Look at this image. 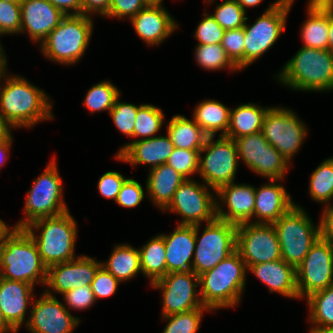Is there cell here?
I'll return each mask as SVG.
<instances>
[{"instance_id": "cell-58", "label": "cell", "mask_w": 333, "mask_h": 333, "mask_svg": "<svg viewBox=\"0 0 333 333\" xmlns=\"http://www.w3.org/2000/svg\"><path fill=\"white\" fill-rule=\"evenodd\" d=\"M308 8H333V0H310Z\"/></svg>"}, {"instance_id": "cell-14", "label": "cell", "mask_w": 333, "mask_h": 333, "mask_svg": "<svg viewBox=\"0 0 333 333\" xmlns=\"http://www.w3.org/2000/svg\"><path fill=\"white\" fill-rule=\"evenodd\" d=\"M239 159L253 172L269 180L280 181L288 170L289 161L264 138L262 132L233 139Z\"/></svg>"}, {"instance_id": "cell-8", "label": "cell", "mask_w": 333, "mask_h": 333, "mask_svg": "<svg viewBox=\"0 0 333 333\" xmlns=\"http://www.w3.org/2000/svg\"><path fill=\"white\" fill-rule=\"evenodd\" d=\"M200 224L195 225L196 244L192 271L200 276L236 251L237 225L215 218L208 222L198 239Z\"/></svg>"}, {"instance_id": "cell-26", "label": "cell", "mask_w": 333, "mask_h": 333, "mask_svg": "<svg viewBox=\"0 0 333 333\" xmlns=\"http://www.w3.org/2000/svg\"><path fill=\"white\" fill-rule=\"evenodd\" d=\"M276 181L270 180L261 188H255L254 216L260 220L253 223L273 224L295 205L286 189Z\"/></svg>"}, {"instance_id": "cell-44", "label": "cell", "mask_w": 333, "mask_h": 333, "mask_svg": "<svg viewBox=\"0 0 333 333\" xmlns=\"http://www.w3.org/2000/svg\"><path fill=\"white\" fill-rule=\"evenodd\" d=\"M116 99L114 106L109 111L116 127L127 136L133 137L138 108L131 103L119 102Z\"/></svg>"}, {"instance_id": "cell-37", "label": "cell", "mask_w": 333, "mask_h": 333, "mask_svg": "<svg viewBox=\"0 0 333 333\" xmlns=\"http://www.w3.org/2000/svg\"><path fill=\"white\" fill-rule=\"evenodd\" d=\"M162 110L150 104H142L138 108L133 137L148 139L154 137L164 123Z\"/></svg>"}, {"instance_id": "cell-20", "label": "cell", "mask_w": 333, "mask_h": 333, "mask_svg": "<svg viewBox=\"0 0 333 333\" xmlns=\"http://www.w3.org/2000/svg\"><path fill=\"white\" fill-rule=\"evenodd\" d=\"M21 32L29 33L34 42H43L66 16L48 0H21Z\"/></svg>"}, {"instance_id": "cell-39", "label": "cell", "mask_w": 333, "mask_h": 333, "mask_svg": "<svg viewBox=\"0 0 333 333\" xmlns=\"http://www.w3.org/2000/svg\"><path fill=\"white\" fill-rule=\"evenodd\" d=\"M197 63L207 70H217L230 67L232 71L239 68L230 60L221 44L197 45L195 49Z\"/></svg>"}, {"instance_id": "cell-12", "label": "cell", "mask_w": 333, "mask_h": 333, "mask_svg": "<svg viewBox=\"0 0 333 333\" xmlns=\"http://www.w3.org/2000/svg\"><path fill=\"white\" fill-rule=\"evenodd\" d=\"M298 119L292 110L269 107L262 124L264 138L289 162L307 135V127Z\"/></svg>"}, {"instance_id": "cell-33", "label": "cell", "mask_w": 333, "mask_h": 333, "mask_svg": "<svg viewBox=\"0 0 333 333\" xmlns=\"http://www.w3.org/2000/svg\"><path fill=\"white\" fill-rule=\"evenodd\" d=\"M138 250L140 253L141 271L150 279L151 284L167 274L166 248L161 234L153 237Z\"/></svg>"}, {"instance_id": "cell-9", "label": "cell", "mask_w": 333, "mask_h": 333, "mask_svg": "<svg viewBox=\"0 0 333 333\" xmlns=\"http://www.w3.org/2000/svg\"><path fill=\"white\" fill-rule=\"evenodd\" d=\"M62 197V180L54 157L43 173L34 180L25 200V218L14 227L25 228L37 219L57 216L68 211Z\"/></svg>"}, {"instance_id": "cell-31", "label": "cell", "mask_w": 333, "mask_h": 333, "mask_svg": "<svg viewBox=\"0 0 333 333\" xmlns=\"http://www.w3.org/2000/svg\"><path fill=\"white\" fill-rule=\"evenodd\" d=\"M167 126V135L175 148L201 150L208 137L194 120L183 115L173 116Z\"/></svg>"}, {"instance_id": "cell-6", "label": "cell", "mask_w": 333, "mask_h": 333, "mask_svg": "<svg viewBox=\"0 0 333 333\" xmlns=\"http://www.w3.org/2000/svg\"><path fill=\"white\" fill-rule=\"evenodd\" d=\"M93 30L89 16L66 15L40 44L42 53L61 64L72 65L83 56Z\"/></svg>"}, {"instance_id": "cell-23", "label": "cell", "mask_w": 333, "mask_h": 333, "mask_svg": "<svg viewBox=\"0 0 333 333\" xmlns=\"http://www.w3.org/2000/svg\"><path fill=\"white\" fill-rule=\"evenodd\" d=\"M174 148V144L168 135L154 136L124 144L115 157L135 166L151 164L152 169L166 163Z\"/></svg>"}, {"instance_id": "cell-47", "label": "cell", "mask_w": 333, "mask_h": 333, "mask_svg": "<svg viewBox=\"0 0 333 333\" xmlns=\"http://www.w3.org/2000/svg\"><path fill=\"white\" fill-rule=\"evenodd\" d=\"M120 281L111 274L103 265H101L91 283V290L95 299L106 298L113 295Z\"/></svg>"}, {"instance_id": "cell-41", "label": "cell", "mask_w": 333, "mask_h": 333, "mask_svg": "<svg viewBox=\"0 0 333 333\" xmlns=\"http://www.w3.org/2000/svg\"><path fill=\"white\" fill-rule=\"evenodd\" d=\"M209 308H196L194 310L172 314L163 317L169 320L162 333H196L200 327L203 311Z\"/></svg>"}, {"instance_id": "cell-59", "label": "cell", "mask_w": 333, "mask_h": 333, "mask_svg": "<svg viewBox=\"0 0 333 333\" xmlns=\"http://www.w3.org/2000/svg\"><path fill=\"white\" fill-rule=\"evenodd\" d=\"M328 50L333 53V8H329Z\"/></svg>"}, {"instance_id": "cell-18", "label": "cell", "mask_w": 333, "mask_h": 333, "mask_svg": "<svg viewBox=\"0 0 333 333\" xmlns=\"http://www.w3.org/2000/svg\"><path fill=\"white\" fill-rule=\"evenodd\" d=\"M30 317L26 323L32 333H71L79 324V318L72 316L65 304L47 289L33 300Z\"/></svg>"}, {"instance_id": "cell-22", "label": "cell", "mask_w": 333, "mask_h": 333, "mask_svg": "<svg viewBox=\"0 0 333 333\" xmlns=\"http://www.w3.org/2000/svg\"><path fill=\"white\" fill-rule=\"evenodd\" d=\"M161 2L149 3L130 19L137 35L148 45H159L178 27Z\"/></svg>"}, {"instance_id": "cell-29", "label": "cell", "mask_w": 333, "mask_h": 333, "mask_svg": "<svg viewBox=\"0 0 333 333\" xmlns=\"http://www.w3.org/2000/svg\"><path fill=\"white\" fill-rule=\"evenodd\" d=\"M268 109L249 102L230 110L229 127L225 137L235 139L261 132Z\"/></svg>"}, {"instance_id": "cell-10", "label": "cell", "mask_w": 333, "mask_h": 333, "mask_svg": "<svg viewBox=\"0 0 333 333\" xmlns=\"http://www.w3.org/2000/svg\"><path fill=\"white\" fill-rule=\"evenodd\" d=\"M201 153H205L202 159ZM238 152L233 139L207 137L199 153V171L205 184L213 191L234 182L238 167Z\"/></svg>"}, {"instance_id": "cell-3", "label": "cell", "mask_w": 333, "mask_h": 333, "mask_svg": "<svg viewBox=\"0 0 333 333\" xmlns=\"http://www.w3.org/2000/svg\"><path fill=\"white\" fill-rule=\"evenodd\" d=\"M0 277L33 286L46 282L47 267L35 241L24 228H15L0 249Z\"/></svg>"}, {"instance_id": "cell-51", "label": "cell", "mask_w": 333, "mask_h": 333, "mask_svg": "<svg viewBox=\"0 0 333 333\" xmlns=\"http://www.w3.org/2000/svg\"><path fill=\"white\" fill-rule=\"evenodd\" d=\"M126 179L118 172L108 171L99 178L98 191L105 198H113L116 201L117 195Z\"/></svg>"}, {"instance_id": "cell-35", "label": "cell", "mask_w": 333, "mask_h": 333, "mask_svg": "<svg viewBox=\"0 0 333 333\" xmlns=\"http://www.w3.org/2000/svg\"><path fill=\"white\" fill-rule=\"evenodd\" d=\"M313 327H333V285L307 297Z\"/></svg>"}, {"instance_id": "cell-54", "label": "cell", "mask_w": 333, "mask_h": 333, "mask_svg": "<svg viewBox=\"0 0 333 333\" xmlns=\"http://www.w3.org/2000/svg\"><path fill=\"white\" fill-rule=\"evenodd\" d=\"M53 6L61 10L65 15H80L81 0H48ZM74 10L73 12L70 11Z\"/></svg>"}, {"instance_id": "cell-60", "label": "cell", "mask_w": 333, "mask_h": 333, "mask_svg": "<svg viewBox=\"0 0 333 333\" xmlns=\"http://www.w3.org/2000/svg\"><path fill=\"white\" fill-rule=\"evenodd\" d=\"M16 333L17 331L5 320L4 315L0 308V333L6 332Z\"/></svg>"}, {"instance_id": "cell-57", "label": "cell", "mask_w": 333, "mask_h": 333, "mask_svg": "<svg viewBox=\"0 0 333 333\" xmlns=\"http://www.w3.org/2000/svg\"><path fill=\"white\" fill-rule=\"evenodd\" d=\"M14 229L15 227L10 230L9 226H7L5 222L0 219V249L4 246L5 239L12 233Z\"/></svg>"}, {"instance_id": "cell-40", "label": "cell", "mask_w": 333, "mask_h": 333, "mask_svg": "<svg viewBox=\"0 0 333 333\" xmlns=\"http://www.w3.org/2000/svg\"><path fill=\"white\" fill-rule=\"evenodd\" d=\"M245 14V10L235 0H225L217 5L211 16L226 31L244 27L248 19Z\"/></svg>"}, {"instance_id": "cell-19", "label": "cell", "mask_w": 333, "mask_h": 333, "mask_svg": "<svg viewBox=\"0 0 333 333\" xmlns=\"http://www.w3.org/2000/svg\"><path fill=\"white\" fill-rule=\"evenodd\" d=\"M101 265L91 257L80 255L76 259L48 267L45 285L63 295L71 289L91 284Z\"/></svg>"}, {"instance_id": "cell-62", "label": "cell", "mask_w": 333, "mask_h": 333, "mask_svg": "<svg viewBox=\"0 0 333 333\" xmlns=\"http://www.w3.org/2000/svg\"><path fill=\"white\" fill-rule=\"evenodd\" d=\"M244 10L247 7H255L263 0H235Z\"/></svg>"}, {"instance_id": "cell-7", "label": "cell", "mask_w": 333, "mask_h": 333, "mask_svg": "<svg viewBox=\"0 0 333 333\" xmlns=\"http://www.w3.org/2000/svg\"><path fill=\"white\" fill-rule=\"evenodd\" d=\"M312 224L305 210L298 205H294L273 223L281 258L295 268L303 262L311 246L320 238L319 224L316 227Z\"/></svg>"}, {"instance_id": "cell-52", "label": "cell", "mask_w": 333, "mask_h": 333, "mask_svg": "<svg viewBox=\"0 0 333 333\" xmlns=\"http://www.w3.org/2000/svg\"><path fill=\"white\" fill-rule=\"evenodd\" d=\"M319 222L320 238L333 246V206H326Z\"/></svg>"}, {"instance_id": "cell-5", "label": "cell", "mask_w": 333, "mask_h": 333, "mask_svg": "<svg viewBox=\"0 0 333 333\" xmlns=\"http://www.w3.org/2000/svg\"><path fill=\"white\" fill-rule=\"evenodd\" d=\"M35 241L43 264L52 265L75 259L77 224L69 211L60 215L45 217L31 222L24 228ZM34 230H42L36 236Z\"/></svg>"}, {"instance_id": "cell-56", "label": "cell", "mask_w": 333, "mask_h": 333, "mask_svg": "<svg viewBox=\"0 0 333 333\" xmlns=\"http://www.w3.org/2000/svg\"><path fill=\"white\" fill-rule=\"evenodd\" d=\"M10 125L0 115V143L11 136Z\"/></svg>"}, {"instance_id": "cell-15", "label": "cell", "mask_w": 333, "mask_h": 333, "mask_svg": "<svg viewBox=\"0 0 333 333\" xmlns=\"http://www.w3.org/2000/svg\"><path fill=\"white\" fill-rule=\"evenodd\" d=\"M299 298L333 285V246L319 238L296 268Z\"/></svg>"}, {"instance_id": "cell-16", "label": "cell", "mask_w": 333, "mask_h": 333, "mask_svg": "<svg viewBox=\"0 0 333 333\" xmlns=\"http://www.w3.org/2000/svg\"><path fill=\"white\" fill-rule=\"evenodd\" d=\"M208 186L186 179L175 191L165 210L183 217L180 225H198L201 221L211 222L216 218V199L207 190Z\"/></svg>"}, {"instance_id": "cell-17", "label": "cell", "mask_w": 333, "mask_h": 333, "mask_svg": "<svg viewBox=\"0 0 333 333\" xmlns=\"http://www.w3.org/2000/svg\"><path fill=\"white\" fill-rule=\"evenodd\" d=\"M199 276L193 271L168 273L151 285L161 289L163 294V317L188 312L196 308H208L202 304ZM199 296V297H198Z\"/></svg>"}, {"instance_id": "cell-55", "label": "cell", "mask_w": 333, "mask_h": 333, "mask_svg": "<svg viewBox=\"0 0 333 333\" xmlns=\"http://www.w3.org/2000/svg\"><path fill=\"white\" fill-rule=\"evenodd\" d=\"M12 144V136H10L8 139L0 143V167L4 164L6 160V153L9 151L10 146Z\"/></svg>"}, {"instance_id": "cell-61", "label": "cell", "mask_w": 333, "mask_h": 333, "mask_svg": "<svg viewBox=\"0 0 333 333\" xmlns=\"http://www.w3.org/2000/svg\"><path fill=\"white\" fill-rule=\"evenodd\" d=\"M6 65H7L6 57L4 56V50L0 44V80L3 79V77L5 78Z\"/></svg>"}, {"instance_id": "cell-38", "label": "cell", "mask_w": 333, "mask_h": 333, "mask_svg": "<svg viewBox=\"0 0 333 333\" xmlns=\"http://www.w3.org/2000/svg\"><path fill=\"white\" fill-rule=\"evenodd\" d=\"M118 97L120 92L117 87L109 81H103L88 90L83 103L92 113L102 110L110 111Z\"/></svg>"}, {"instance_id": "cell-21", "label": "cell", "mask_w": 333, "mask_h": 333, "mask_svg": "<svg viewBox=\"0 0 333 333\" xmlns=\"http://www.w3.org/2000/svg\"><path fill=\"white\" fill-rule=\"evenodd\" d=\"M216 195L228 208V212H224L220 203L216 202V218L236 225L251 222L256 200L253 186L232 182L220 187Z\"/></svg>"}, {"instance_id": "cell-45", "label": "cell", "mask_w": 333, "mask_h": 333, "mask_svg": "<svg viewBox=\"0 0 333 333\" xmlns=\"http://www.w3.org/2000/svg\"><path fill=\"white\" fill-rule=\"evenodd\" d=\"M21 5L0 0V34H17L21 29Z\"/></svg>"}, {"instance_id": "cell-65", "label": "cell", "mask_w": 333, "mask_h": 333, "mask_svg": "<svg viewBox=\"0 0 333 333\" xmlns=\"http://www.w3.org/2000/svg\"><path fill=\"white\" fill-rule=\"evenodd\" d=\"M4 2H15V3H20L21 0H2Z\"/></svg>"}, {"instance_id": "cell-50", "label": "cell", "mask_w": 333, "mask_h": 333, "mask_svg": "<svg viewBox=\"0 0 333 333\" xmlns=\"http://www.w3.org/2000/svg\"><path fill=\"white\" fill-rule=\"evenodd\" d=\"M149 3L148 0H111L106 17L123 18L127 16L131 19Z\"/></svg>"}, {"instance_id": "cell-13", "label": "cell", "mask_w": 333, "mask_h": 333, "mask_svg": "<svg viewBox=\"0 0 333 333\" xmlns=\"http://www.w3.org/2000/svg\"><path fill=\"white\" fill-rule=\"evenodd\" d=\"M236 251L246 267L282 259L273 224L247 222L237 225Z\"/></svg>"}, {"instance_id": "cell-42", "label": "cell", "mask_w": 333, "mask_h": 333, "mask_svg": "<svg viewBox=\"0 0 333 333\" xmlns=\"http://www.w3.org/2000/svg\"><path fill=\"white\" fill-rule=\"evenodd\" d=\"M200 150L174 148L166 164L173 167L185 179L199 171Z\"/></svg>"}, {"instance_id": "cell-49", "label": "cell", "mask_w": 333, "mask_h": 333, "mask_svg": "<svg viewBox=\"0 0 333 333\" xmlns=\"http://www.w3.org/2000/svg\"><path fill=\"white\" fill-rule=\"evenodd\" d=\"M63 297L69 308L76 310L87 309L96 301L94 293L91 290V284L71 289L63 294Z\"/></svg>"}, {"instance_id": "cell-4", "label": "cell", "mask_w": 333, "mask_h": 333, "mask_svg": "<svg viewBox=\"0 0 333 333\" xmlns=\"http://www.w3.org/2000/svg\"><path fill=\"white\" fill-rule=\"evenodd\" d=\"M277 77L297 91L333 90V53L302 47Z\"/></svg>"}, {"instance_id": "cell-11", "label": "cell", "mask_w": 333, "mask_h": 333, "mask_svg": "<svg viewBox=\"0 0 333 333\" xmlns=\"http://www.w3.org/2000/svg\"><path fill=\"white\" fill-rule=\"evenodd\" d=\"M292 5L274 1L254 24L245 22L244 68L262 56L285 30Z\"/></svg>"}, {"instance_id": "cell-66", "label": "cell", "mask_w": 333, "mask_h": 333, "mask_svg": "<svg viewBox=\"0 0 333 333\" xmlns=\"http://www.w3.org/2000/svg\"><path fill=\"white\" fill-rule=\"evenodd\" d=\"M150 3H155V2H160V1H163V0H148Z\"/></svg>"}, {"instance_id": "cell-48", "label": "cell", "mask_w": 333, "mask_h": 333, "mask_svg": "<svg viewBox=\"0 0 333 333\" xmlns=\"http://www.w3.org/2000/svg\"><path fill=\"white\" fill-rule=\"evenodd\" d=\"M143 198L144 190L142 185L132 178H127L122 184L115 202L120 206L132 208L138 206Z\"/></svg>"}, {"instance_id": "cell-25", "label": "cell", "mask_w": 333, "mask_h": 333, "mask_svg": "<svg viewBox=\"0 0 333 333\" xmlns=\"http://www.w3.org/2000/svg\"><path fill=\"white\" fill-rule=\"evenodd\" d=\"M33 285L0 277V308L5 320L18 331L25 321L28 304H32Z\"/></svg>"}, {"instance_id": "cell-28", "label": "cell", "mask_w": 333, "mask_h": 333, "mask_svg": "<svg viewBox=\"0 0 333 333\" xmlns=\"http://www.w3.org/2000/svg\"><path fill=\"white\" fill-rule=\"evenodd\" d=\"M150 170L146 183L148 195L156 206L165 210L175 191L186 179L166 163Z\"/></svg>"}, {"instance_id": "cell-36", "label": "cell", "mask_w": 333, "mask_h": 333, "mask_svg": "<svg viewBox=\"0 0 333 333\" xmlns=\"http://www.w3.org/2000/svg\"><path fill=\"white\" fill-rule=\"evenodd\" d=\"M309 193L313 200L320 203H327L333 198V158L326 159L311 174Z\"/></svg>"}, {"instance_id": "cell-1", "label": "cell", "mask_w": 333, "mask_h": 333, "mask_svg": "<svg viewBox=\"0 0 333 333\" xmlns=\"http://www.w3.org/2000/svg\"><path fill=\"white\" fill-rule=\"evenodd\" d=\"M6 78L5 85H0V115L11 128H30L39 121L52 119V104L43 90L24 77Z\"/></svg>"}, {"instance_id": "cell-53", "label": "cell", "mask_w": 333, "mask_h": 333, "mask_svg": "<svg viewBox=\"0 0 333 333\" xmlns=\"http://www.w3.org/2000/svg\"><path fill=\"white\" fill-rule=\"evenodd\" d=\"M111 0H81V14L89 16L92 12L106 16Z\"/></svg>"}, {"instance_id": "cell-63", "label": "cell", "mask_w": 333, "mask_h": 333, "mask_svg": "<svg viewBox=\"0 0 333 333\" xmlns=\"http://www.w3.org/2000/svg\"><path fill=\"white\" fill-rule=\"evenodd\" d=\"M309 333H333V327H313Z\"/></svg>"}, {"instance_id": "cell-64", "label": "cell", "mask_w": 333, "mask_h": 333, "mask_svg": "<svg viewBox=\"0 0 333 333\" xmlns=\"http://www.w3.org/2000/svg\"><path fill=\"white\" fill-rule=\"evenodd\" d=\"M279 3H284L288 5H292L294 0H277Z\"/></svg>"}, {"instance_id": "cell-30", "label": "cell", "mask_w": 333, "mask_h": 333, "mask_svg": "<svg viewBox=\"0 0 333 333\" xmlns=\"http://www.w3.org/2000/svg\"><path fill=\"white\" fill-rule=\"evenodd\" d=\"M230 110L216 100H205L194 109L193 120L208 137H214L221 131L225 136L229 127Z\"/></svg>"}, {"instance_id": "cell-32", "label": "cell", "mask_w": 333, "mask_h": 333, "mask_svg": "<svg viewBox=\"0 0 333 333\" xmlns=\"http://www.w3.org/2000/svg\"><path fill=\"white\" fill-rule=\"evenodd\" d=\"M301 37L303 47L328 50L329 8H308Z\"/></svg>"}, {"instance_id": "cell-24", "label": "cell", "mask_w": 333, "mask_h": 333, "mask_svg": "<svg viewBox=\"0 0 333 333\" xmlns=\"http://www.w3.org/2000/svg\"><path fill=\"white\" fill-rule=\"evenodd\" d=\"M166 248L167 274L192 271L196 244L195 225H178L170 235L161 234Z\"/></svg>"}, {"instance_id": "cell-34", "label": "cell", "mask_w": 333, "mask_h": 333, "mask_svg": "<svg viewBox=\"0 0 333 333\" xmlns=\"http://www.w3.org/2000/svg\"><path fill=\"white\" fill-rule=\"evenodd\" d=\"M102 265L120 282L132 279L141 271L139 250L126 244L116 245L107 263Z\"/></svg>"}, {"instance_id": "cell-43", "label": "cell", "mask_w": 333, "mask_h": 333, "mask_svg": "<svg viewBox=\"0 0 333 333\" xmlns=\"http://www.w3.org/2000/svg\"><path fill=\"white\" fill-rule=\"evenodd\" d=\"M244 27L224 31L221 46L230 60L239 68H244Z\"/></svg>"}, {"instance_id": "cell-46", "label": "cell", "mask_w": 333, "mask_h": 333, "mask_svg": "<svg viewBox=\"0 0 333 333\" xmlns=\"http://www.w3.org/2000/svg\"><path fill=\"white\" fill-rule=\"evenodd\" d=\"M204 16L198 24L194 35L199 42L197 45L221 44L225 30L211 15L204 13Z\"/></svg>"}, {"instance_id": "cell-27", "label": "cell", "mask_w": 333, "mask_h": 333, "mask_svg": "<svg viewBox=\"0 0 333 333\" xmlns=\"http://www.w3.org/2000/svg\"><path fill=\"white\" fill-rule=\"evenodd\" d=\"M247 269L267 285L270 292L299 299L296 268L283 259L248 266Z\"/></svg>"}, {"instance_id": "cell-2", "label": "cell", "mask_w": 333, "mask_h": 333, "mask_svg": "<svg viewBox=\"0 0 333 333\" xmlns=\"http://www.w3.org/2000/svg\"><path fill=\"white\" fill-rule=\"evenodd\" d=\"M246 270L240 254L234 251L213 269L201 274L199 291L202 304L210 310L238 304L245 288Z\"/></svg>"}]
</instances>
